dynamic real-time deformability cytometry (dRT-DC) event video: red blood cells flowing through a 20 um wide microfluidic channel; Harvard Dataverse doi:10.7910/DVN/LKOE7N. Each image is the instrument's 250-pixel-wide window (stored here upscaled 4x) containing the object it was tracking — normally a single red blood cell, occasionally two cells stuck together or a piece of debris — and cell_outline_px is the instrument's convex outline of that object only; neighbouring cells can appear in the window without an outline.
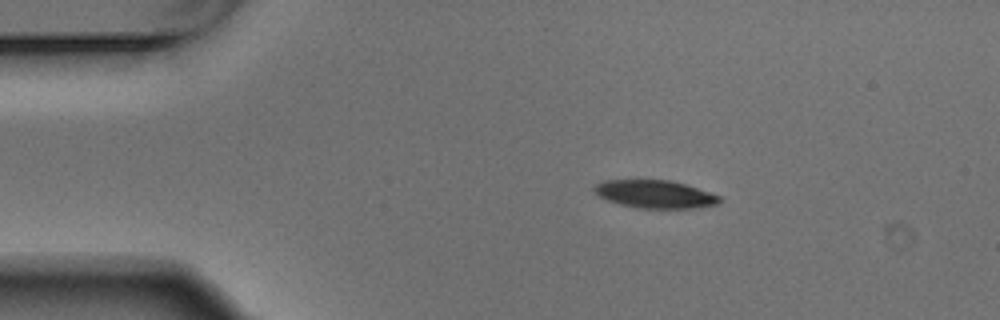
{"species": "Egyptian fruit bat (a non-hibernating species)", "species_latin": "Rousettus aegyptiacus", "temperature_condition": "warm", "stored_images_in_passage": 6, "camera_frame_rate_fps": 3000, "um_per_image_px": 0.085, "animal": {"sex": "male"}, "frame": {"image": 1, "passage_image": 1, "time_ms": 0.0, "image_size_px": [1000, 320], "cell_outline_px": [[724, 200], [716, 204], [696, 208], [636, 208], [620, 204], [608, 200], [600, 196], [592, 188], [596, 184], [604, 180], [668, 180], [684, 184], [720, 196]], "centroid_in_image_um": [55.67, 16.51], "position_along_channel_um": 29.3, "area_um2": 20.17}}
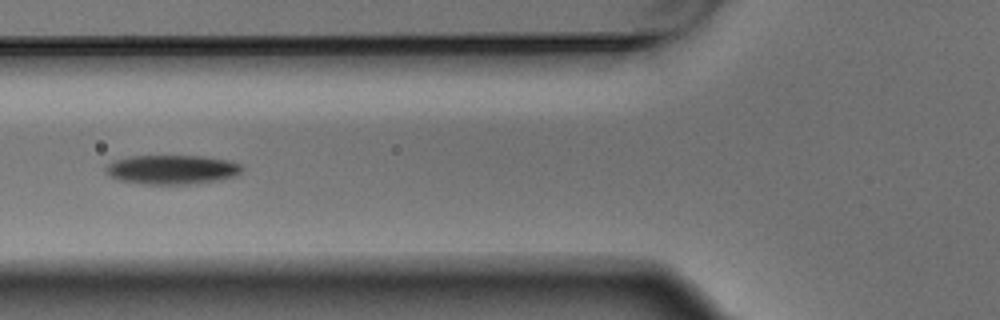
{"frame": {"image": 2, "passage_image": 4, "time_ms": 1.0, "image_size_px": [1000, 320], "cell_outline_px": [[244, 168], [236, 176], [220, 180], [196, 184], [140, 184], [120, 180], [104, 172], [104, 168], [108, 164], [116, 160], [132, 156], [204, 156], [228, 160], [240, 164]], "centroid_in_image_um": [14.65, 14.42], "position_along_channel_um": 111.2, "area_um2": 23.35}}
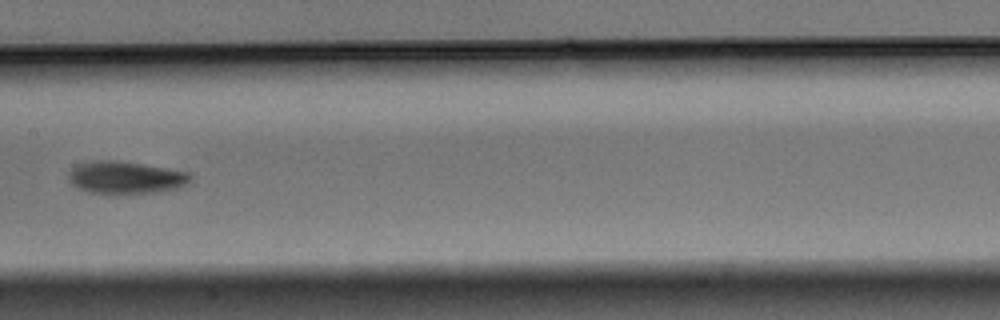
{"frame": {"image": 3, "passage_image": 6, "time_ms": 1.667, "image_size_px": [1000, 320], "cell_outline_px": [[192, 176], [188, 184], [180, 188], [156, 192], [88, 192], [76, 188], [68, 180], [68, 172], [72, 168], [80, 164], [92, 160], [116, 160], [188, 172]], "centroid_in_image_um": [10.66, 15.07], "position_along_channel_um": 196.7, "area_um2": 22.66}}